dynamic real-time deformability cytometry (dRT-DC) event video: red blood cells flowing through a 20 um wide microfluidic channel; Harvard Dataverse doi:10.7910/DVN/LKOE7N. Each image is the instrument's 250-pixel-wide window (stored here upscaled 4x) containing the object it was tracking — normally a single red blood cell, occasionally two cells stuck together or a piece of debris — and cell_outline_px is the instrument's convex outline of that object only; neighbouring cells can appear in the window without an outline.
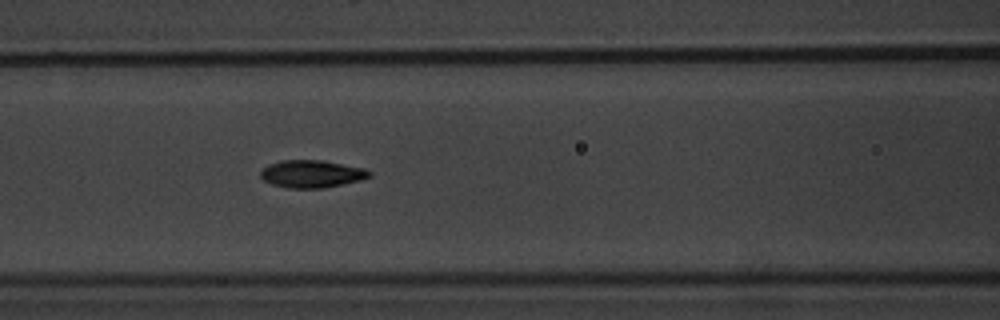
{"species": "common noctule bat (a hibernating species)", "species_latin": "Nyctalus noctula", "temperature_condition": "warm", "stored_images_in_passage": 8, "camera_frame_rate_fps": 3000, "um_per_image_px": 0.085, "animal": {"sex": "male", "body_mass_g": 20.1, "forearm_length_mm": 53.5}, "frame": {"image": 1, "passage_image": 8, "time_ms": 8.0, "image_size_px": [1000, 320], "cell_outline_px": [[372, 176], [360, 180], [324, 188], [288, 188], [272, 184], [264, 180], [260, 176], [260, 172], [268, 164], [280, 160], [320, 160], [364, 168], [372, 172]], "centroid_in_image_um": [26.49, 14.78], "position_along_channel_um": 140.1, "area_um2": 17.4}}